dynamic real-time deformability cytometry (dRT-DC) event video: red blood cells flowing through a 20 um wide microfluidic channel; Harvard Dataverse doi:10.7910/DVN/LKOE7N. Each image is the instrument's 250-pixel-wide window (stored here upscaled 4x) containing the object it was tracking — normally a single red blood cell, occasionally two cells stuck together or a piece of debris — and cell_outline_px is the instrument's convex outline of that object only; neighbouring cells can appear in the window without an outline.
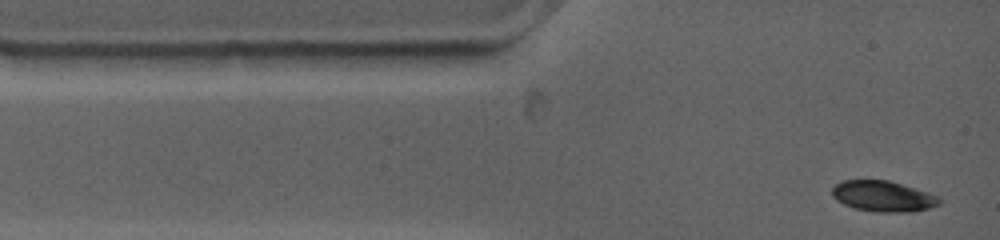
{"species": "common noctule bat (a hibernating species)", "species_latin": "Nyctalus noctula", "temperature_condition": "warm", "stored_images_in_passage": 16, "camera_frame_rate_fps": 4500, "um_per_image_px": 0.085, "animal": {"sex": "female", "body_mass_g": 19.0, "forearm_length_mm": 53.3}, "frame": {"image": 1, "passage_image": 1, "time_ms": 0.0, "image_size_px": [1000, 240], "cell_outline_px": [[944, 200], [940, 204], [928, 208], [912, 212], [876, 212], [856, 208], [844, 204], [836, 200], [832, 196], [832, 188], [836, 184], [844, 180], [888, 180], [928, 192]], "centroid_in_image_um": [75.07, 16.68], "position_along_channel_um": 9.9, "area_um2": 19.19}}
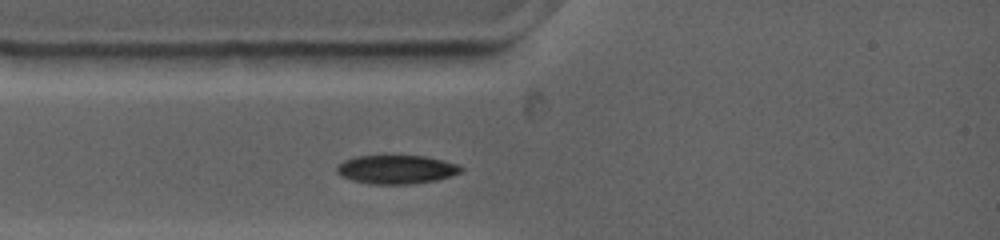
{"frame": {"image": 2, "passage_image": 13, "time_ms": 2.0, "image_size_px": [1000, 240], "cell_outline_px": [[464, 168], [460, 172], [436, 180], [412, 184], [368, 184], [352, 180], [336, 172], [336, 168], [344, 160], [356, 156], [424, 156], [444, 160], [456, 164]], "centroid_in_image_um": [33.69, 14.4], "position_along_channel_um": 51.3, "area_um2": 20.58}}